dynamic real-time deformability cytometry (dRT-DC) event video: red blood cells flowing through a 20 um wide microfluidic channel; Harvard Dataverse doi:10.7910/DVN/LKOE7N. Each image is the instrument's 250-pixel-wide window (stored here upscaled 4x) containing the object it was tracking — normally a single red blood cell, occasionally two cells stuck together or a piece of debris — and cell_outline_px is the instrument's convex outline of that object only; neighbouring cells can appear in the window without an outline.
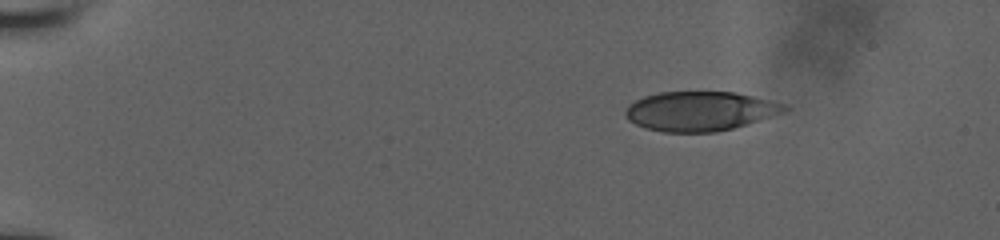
{"species": "human", "species_latin": "Homo sapiens", "temperature_condition": "room temperature", "stored_images_in_passage": 60, "camera_frame_rate_fps": 3000, "um_per_image_px": 0.085, "donor": {"sex": "male"}, "frame": {"image": 1, "passage_image": 1, "time_ms": 0.0, "image_size_px": [1000, 240], "cell_outline_px": [[788, 108], [784, 112], [748, 124], [716, 132], [664, 132], [644, 128], [628, 120], [624, 112], [636, 100], [644, 96], [660, 92], [736, 92], [784, 104]], "centroid_in_image_um": [59.49, 9.45], "position_along_channel_um": 25.5, "area_um2": 36.24}}
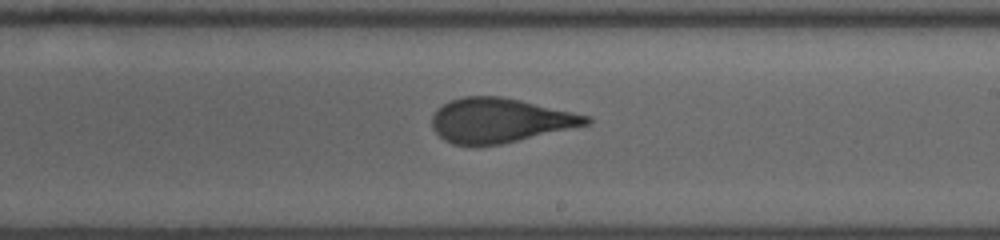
{"frame": {"image": 2, "passage_image": 32, "time_ms": 8.333, "image_size_px": [1000, 240], "cell_outline_px": [[592, 124], [500, 144], [476, 148], [452, 144], [444, 140], [432, 128], [432, 116], [436, 108], [448, 100], [464, 96], [500, 96], [520, 100], [592, 116]], "centroid_in_image_um": [42.46, 10.25], "position_along_channel_um": 246.5, "area_um2": 40.63}}
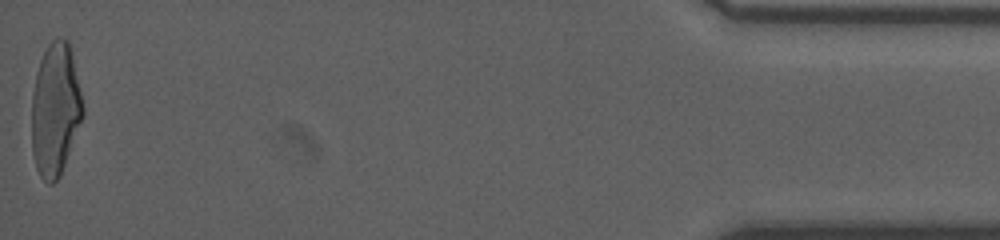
{"frame": {"image": 3, "passage_image": 59, "time_ms": 15.0, "image_size_px": [1000, 240], "cell_outline_px": [[84, 116], [60, 176], [52, 184], [48, 184], [40, 176], [36, 168], [32, 152], [32, 92], [36, 72], [40, 60], [48, 44], [52, 40], [68, 40], [72, 56], [84, 108]], "centroid_in_image_um": [4.69, 9.36], "position_along_channel_um": 430.5, "area_um2": 39.42}}